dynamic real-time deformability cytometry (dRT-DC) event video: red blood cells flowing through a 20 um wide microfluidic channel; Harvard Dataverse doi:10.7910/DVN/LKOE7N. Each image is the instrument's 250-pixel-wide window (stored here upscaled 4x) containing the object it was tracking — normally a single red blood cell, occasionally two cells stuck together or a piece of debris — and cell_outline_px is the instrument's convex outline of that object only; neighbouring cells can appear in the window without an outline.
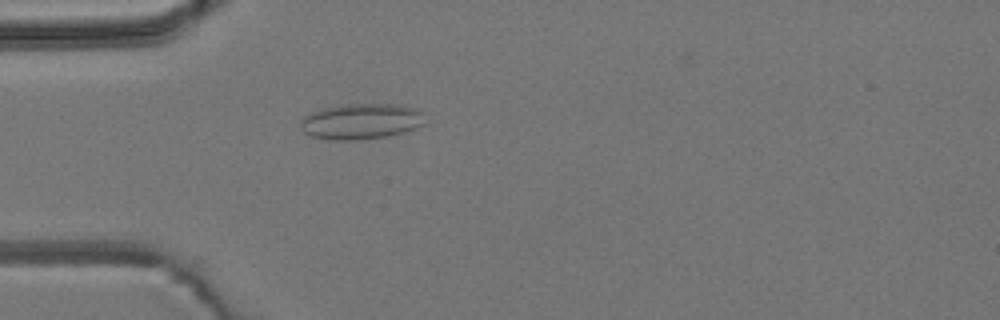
{"species": "common noctule bat (a hibernating species)", "species_latin": "Nyctalus noctula", "temperature_condition": "room temperature", "stored_images_in_passage": 2, "camera_frame_rate_fps": 3000, "um_per_image_px": 0.085, "animal": {"sex": "male", "body_mass_g": 19.2, "forearm_length_mm": 51.8}, "frame": {"image": 1, "passage_image": 2, "time_ms": 0.333, "image_size_px": [1000, 320], "cell_outline_px": [[424, 124], [416, 128], [388, 136], [356, 140], [336, 140], [312, 136], [304, 132], [300, 124], [300, 120], [304, 116], [312, 112], [324, 108], [348, 104], [396, 104], [420, 108], [424, 112]], "centroid_in_image_um": [30.75, 10.3], "position_along_channel_um": 54.3, "area_um2": 25.95}}